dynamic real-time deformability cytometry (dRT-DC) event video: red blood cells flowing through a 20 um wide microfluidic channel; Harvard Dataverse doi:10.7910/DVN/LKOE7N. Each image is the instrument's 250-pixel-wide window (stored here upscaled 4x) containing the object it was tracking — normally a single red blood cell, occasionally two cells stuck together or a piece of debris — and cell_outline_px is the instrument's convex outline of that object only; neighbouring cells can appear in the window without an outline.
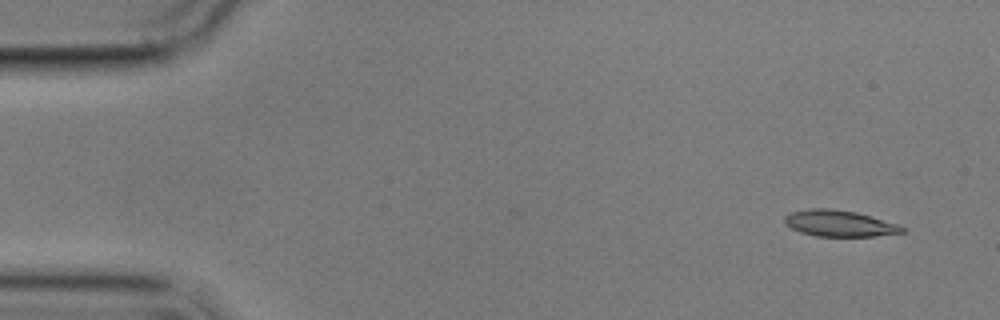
{"species": "common noctule bat (a hibernating species)", "species_latin": "Nyctalus noctula", "temperature_condition": "cold", "stored_images_in_passage": 2, "camera_frame_rate_fps": 3000, "um_per_image_px": 0.085, "animal": {"sex": "male", "body_mass_g": 17.9}, "frame": {"image": 1, "passage_image": 2, "time_ms": 1.0, "image_size_px": [1000, 320], "cell_outline_px": [[908, 232], [876, 236], [816, 236], [800, 232], [784, 224], [784, 216], [792, 212], [812, 208], [828, 208], [856, 212], [896, 224], [908, 228]], "centroid_in_image_um": [71.36, 19.0], "position_along_channel_um": 13.6, "area_um2": 17.98}}